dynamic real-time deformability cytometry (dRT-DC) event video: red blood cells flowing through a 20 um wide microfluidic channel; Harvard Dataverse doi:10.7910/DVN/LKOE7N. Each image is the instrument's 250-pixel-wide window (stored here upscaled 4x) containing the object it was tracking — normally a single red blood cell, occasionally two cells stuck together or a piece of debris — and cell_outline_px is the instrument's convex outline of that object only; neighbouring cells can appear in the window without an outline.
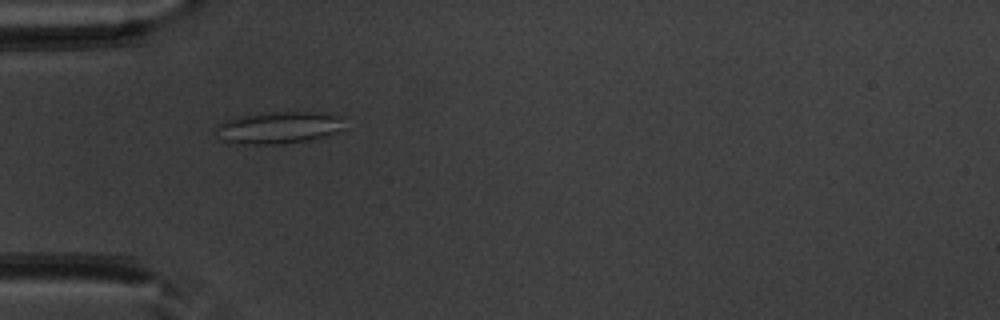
{"species": "common noctule bat (a hibernating species)", "species_latin": "Nyctalus noctula", "temperature_condition": "warm", "stored_images_in_passage": 47, "camera_frame_rate_fps": 3000, "um_per_image_px": 0.085, "animal": {"sex": "male", "body_mass_g": 20.1, "forearm_length_mm": 53.5}, "frame": {"image": 1, "passage_image": 11, "time_ms": 3.333, "image_size_px": [1000, 320], "cell_outline_px": [[344, 128], [336, 132], [324, 136], [308, 140], [276, 144], [228, 144], [220, 140], [216, 128], [224, 120], [236, 116], [268, 112], [328, 112], [340, 116]], "centroid_in_image_um": [23.64, 10.84], "position_along_channel_um": 61.4, "area_um2": 24.22}}
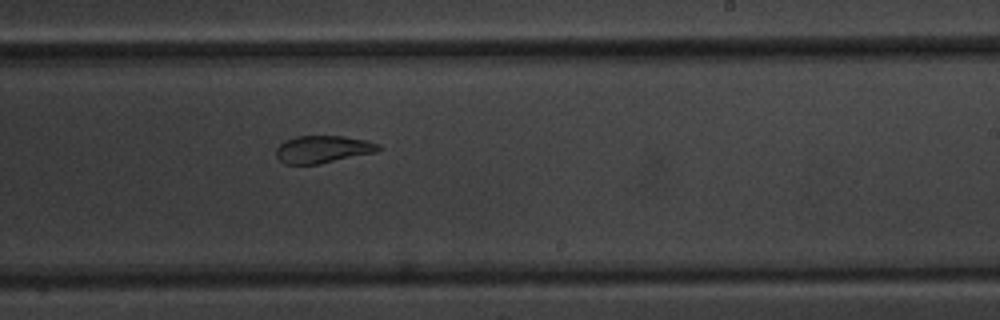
{"frame": {"image": 2, "passage_image": 27, "time_ms": 8.667, "image_size_px": [1000, 320], "cell_outline_px": [[384, 148], [376, 152], [320, 164], [284, 164], [276, 156], [276, 148], [284, 140], [296, 136], [344, 136], [364, 140], [380, 144]], "centroid_in_image_um": [27.45, 12.69], "position_along_channel_um": 261.6, "area_um2": 16.47}}
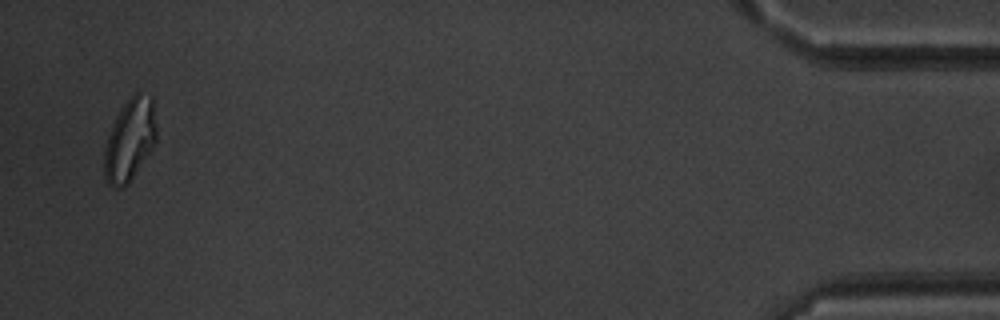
{"frame": {"image": 3, "passage_image": 46, "time_ms": 15.0, "image_size_px": [1000, 320], "cell_outline_px": [[156, 140], [152, 148], [128, 184], [120, 188], [112, 188], [108, 184], [104, 176], [104, 148], [112, 124], [116, 116], [124, 104], [136, 92], [140, 92], [152, 96], [156, 128]], "centroid_in_image_um": [11.02, 11.9], "position_along_channel_um": 424.2, "area_um2": 24.91}, "authors_computed_cell_mechanics": {"area_um2": 20.4034, "velocity_mm_per_s": 3.8127, "shape_relaxation_time_tau1_ms": null, "shape_relaxation_time_tau2_ms": 2.4147, "deformation_change_tau1": null, "deformation_change_tau2": 0.0806}}